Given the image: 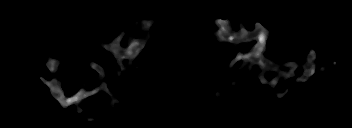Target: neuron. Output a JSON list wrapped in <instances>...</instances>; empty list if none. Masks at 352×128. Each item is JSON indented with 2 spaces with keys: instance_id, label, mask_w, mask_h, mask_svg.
Returning <instances> with one entry per match:
<instances>
[{
  "instance_id": "obj_1",
  "label": "neuron",
  "mask_w": 352,
  "mask_h": 128,
  "mask_svg": "<svg viewBox=\"0 0 352 128\" xmlns=\"http://www.w3.org/2000/svg\"><path fill=\"white\" fill-rule=\"evenodd\" d=\"M152 23L153 22L151 21L143 20L140 25L141 30L147 31V35H151V34H148V32L150 31L149 29ZM214 23L218 26V31L215 33L218 40L232 43V44L247 43L252 40L257 41V43L254 46V51L252 53L241 54L240 52H237L236 58L233 59L231 63H229L230 68L237 61H239L240 59H243L244 61H246V63H250L253 66L260 65L263 72H270L269 70L273 69L272 67L273 61L262 56L263 53L266 51V40L269 32L259 22L256 23L255 29L251 32H248L244 27H241V26L239 27L240 28L239 32L232 31L228 20L216 19ZM121 39H122V34L119 37H117L114 41H112L109 45L105 46L102 44V47L110 51L114 55V57H116V59L118 60L117 61L118 65L121 66L120 67L121 70L130 72L128 69H125V67H123V64H124L123 60L125 58L134 60L137 57V55L140 54V51L142 50V48L145 47V44L147 43V39L145 38L143 41H140L138 39L131 38L128 40L127 42L128 45L126 48H122L120 46ZM316 58L317 56L315 54V51L311 50L307 57L306 64L304 66V75L303 77L297 78L295 82L297 81L306 82L309 80V77L315 73V69L317 67L316 64L314 63V60ZM60 63H61L60 59L52 60V58L49 57L46 63V66L49 68L51 72H55L58 70ZM90 66L91 68L97 70L99 73L98 76H94L95 78L102 79V77L106 74L105 70L97 63H91ZM288 66H291V69L289 72L287 71L281 72L280 69H276L279 75H281L282 77L285 76L283 80L284 82L286 81L287 77L294 75L292 73L296 69L294 62L288 63ZM259 78H260V81L266 85L268 84L275 85L278 82L276 79L267 81L264 78V76H262V74L259 76ZM40 79L44 81L45 84L50 88L49 89L50 93L58 102H60L63 105L64 108H66L69 104H73L76 102H79V103L83 102L84 99H86L88 96L95 95L99 90H103L106 93L112 94L108 90L106 84L102 82V85L100 86V88H97L93 91H88V92L81 89L74 96L65 99L64 92L59 87V83L57 80L54 79L53 81L49 82V81L43 80L42 77H40ZM290 87L291 86H288L286 88V92H284L283 94H280L278 98L284 97L285 94L288 93V90L290 89ZM116 102L117 100L113 99L112 104H110V106H112V108H115L114 103Z\"/></svg>"
}]
</instances>
